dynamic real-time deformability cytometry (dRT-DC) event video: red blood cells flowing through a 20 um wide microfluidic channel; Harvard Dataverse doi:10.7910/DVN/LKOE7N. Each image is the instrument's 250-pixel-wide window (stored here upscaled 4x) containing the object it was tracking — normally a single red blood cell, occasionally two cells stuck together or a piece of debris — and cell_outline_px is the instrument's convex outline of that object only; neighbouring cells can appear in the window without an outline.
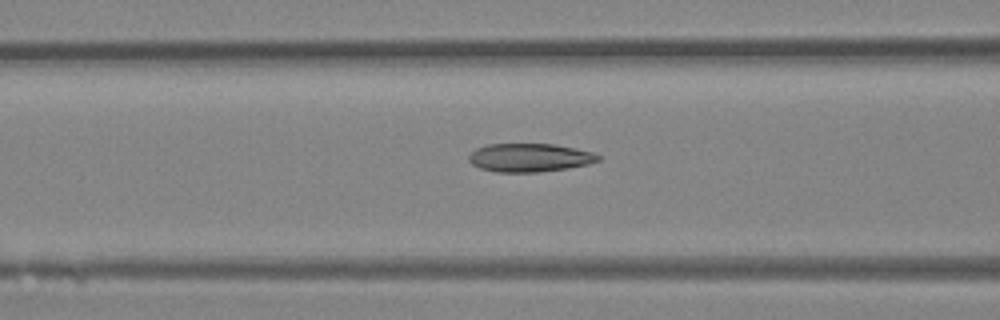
{"species": "Egyptian fruit bat (a non-hibernating species)", "species_latin": "Rousettus aegyptiacus", "temperature_condition": "room temperature", "stored_images_in_passage": 6, "camera_frame_rate_fps": 3000, "um_per_image_px": 0.085, "animal": {"sex": "female"}, "frame": {"image": 1, "passage_image": 6, "time_ms": 1.667, "image_size_px": [1000, 320], "cell_outline_px": [[600, 160], [588, 164], [568, 168], [540, 172], [496, 172], [480, 168], [472, 164], [468, 160], [468, 156], [476, 148], [488, 144], [556, 144], [576, 148], [592, 152], [600, 156]], "centroid_in_image_um": [45.02, 13.4], "position_along_channel_um": 121.6, "area_um2": 21.5}}